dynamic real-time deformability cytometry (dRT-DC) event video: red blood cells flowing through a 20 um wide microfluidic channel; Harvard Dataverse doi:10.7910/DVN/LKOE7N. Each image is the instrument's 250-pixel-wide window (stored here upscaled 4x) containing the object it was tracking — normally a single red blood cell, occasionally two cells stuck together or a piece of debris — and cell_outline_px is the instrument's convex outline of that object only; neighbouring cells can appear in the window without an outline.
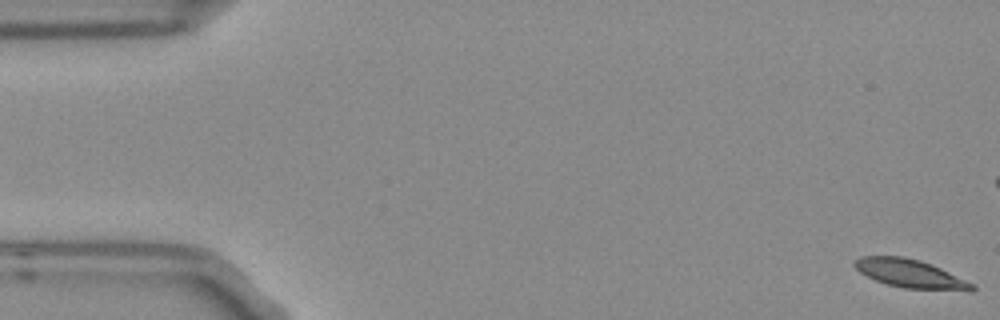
{"species": "Egyptian fruit bat (a non-hibernating species)", "species_latin": "Rousettus aegyptiacus", "temperature_condition": "room temperature", "stored_images_in_passage": 5, "camera_frame_rate_fps": 3000, "um_per_image_px": 0.085, "frame": {"image": 1, "passage_image": 1, "time_ms": 0.0, "image_size_px": [1000, 320], "cell_outline_px": [[976, 288], [972, 292], [904, 288], [888, 284], [876, 280], [860, 272], [852, 264], [860, 256], [904, 256], [920, 260], [940, 268], [972, 284]], "centroid_in_image_um": [77.38, 23.27], "position_along_channel_um": 7.6, "area_um2": 19.31}}